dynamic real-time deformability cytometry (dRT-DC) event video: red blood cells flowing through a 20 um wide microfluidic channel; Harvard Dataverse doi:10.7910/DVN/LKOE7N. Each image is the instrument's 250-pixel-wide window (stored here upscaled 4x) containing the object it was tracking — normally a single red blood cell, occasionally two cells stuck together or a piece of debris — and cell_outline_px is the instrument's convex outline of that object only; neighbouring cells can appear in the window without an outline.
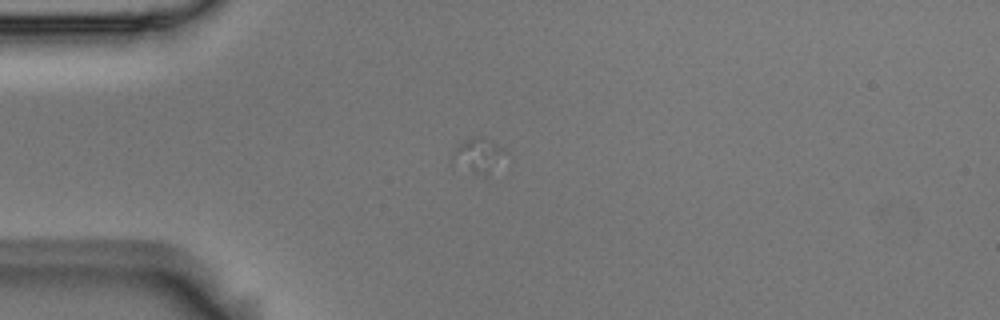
{"species": "Egyptian fruit bat (a non-hibernating species)", "species_latin": "Rousettus aegyptiacus", "temperature_condition": "room temperature", "stored_images_in_passage": 1, "camera_frame_rate_fps": 3000, "um_per_image_px": 0.085, "animal": {"sex": "male"}, "frame": {"image": 1, "passage_image": 1, "time_ms": 0.0, "image_size_px": [1000, 320], "cell_outline_px": [[504, 148], [488, 176], [484, 176], [472, 172], [452, 164], [452, 152], [456, 144], [472, 136], [484, 136]], "centroid_in_image_um": [40.52, 13.16], "position_along_channel_um": 44.5, "area_um2": 10.4}}